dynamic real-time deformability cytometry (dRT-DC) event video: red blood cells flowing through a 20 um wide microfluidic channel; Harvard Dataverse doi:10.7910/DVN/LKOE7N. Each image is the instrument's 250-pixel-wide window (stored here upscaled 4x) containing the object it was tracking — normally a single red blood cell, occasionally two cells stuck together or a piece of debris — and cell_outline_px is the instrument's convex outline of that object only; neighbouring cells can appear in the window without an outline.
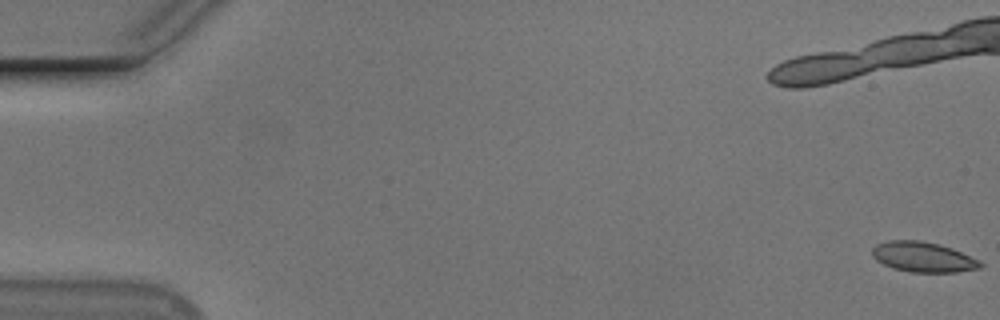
{"species": "Egyptian fruit bat (a non-hibernating species)", "species_latin": "Rousettus aegyptiacus", "temperature_condition": "cold", "stored_images_in_passage": 21, "camera_frame_rate_fps": 3000, "um_per_image_px": 0.085, "animal": {"sex": "male"}, "frame": {"image": 1, "passage_image": 1, "time_ms": 0.0, "image_size_px": [1000, 320], "cell_outline_px": [[984, 264], [980, 268], [956, 272], [912, 272], [892, 268], [876, 260], [872, 256], [872, 248], [876, 244], [888, 240], [920, 240], [940, 244], [952, 248], [980, 260]], "centroid_in_image_um": [78.46, 21.84], "position_along_channel_um": 6.5, "area_um2": 19.13}}